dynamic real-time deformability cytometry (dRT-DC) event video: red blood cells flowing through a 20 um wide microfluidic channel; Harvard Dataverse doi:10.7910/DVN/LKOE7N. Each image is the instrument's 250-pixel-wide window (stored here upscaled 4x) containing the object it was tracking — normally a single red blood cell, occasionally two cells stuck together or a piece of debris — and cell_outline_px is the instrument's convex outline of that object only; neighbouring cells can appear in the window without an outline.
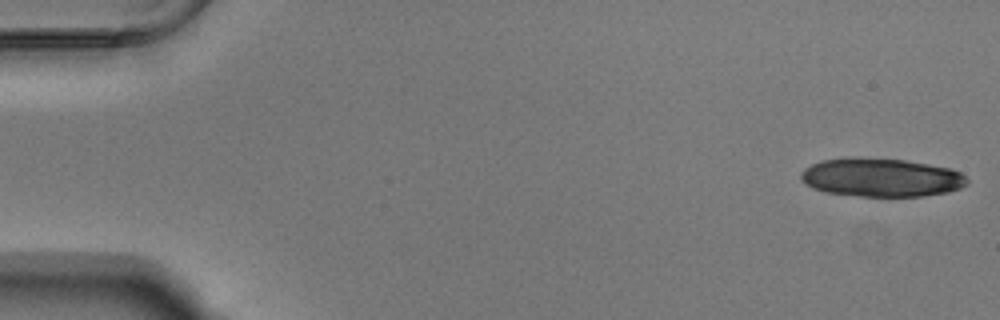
{"species": "Egyptian fruit bat (a non-hibernating species)", "species_latin": "Rousettus aegyptiacus", "temperature_condition": "warm", "stored_images_in_passage": 54, "camera_frame_rate_fps": 3000, "um_per_image_px": 0.085, "animal": {"sex": "male"}, "frame": {"image": 1, "passage_image": 1, "time_ms": 0.0, "image_size_px": [1000, 320], "cell_outline_px": [[968, 184], [960, 188], [948, 192], [924, 196], [860, 196], [828, 192], [812, 188], [800, 180], [800, 172], [804, 168], [812, 164], [824, 160], [844, 156], [848, 156], [904, 160], [952, 168], [960, 172], [968, 180]], "centroid_in_image_um": [74.88, 15.07], "position_along_channel_um": 10.1, "area_um2": 37.57}}
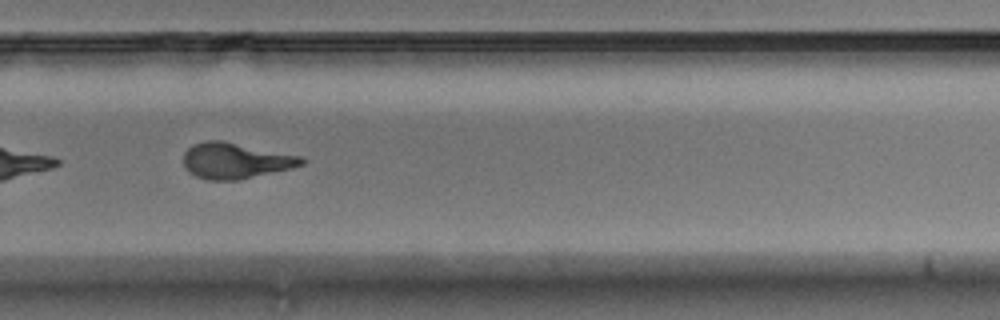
{"frame": {"image": 2, "passage_image": 37, "time_ms": 12.0, "image_size_px": [1000, 320], "cell_outline_px": [[304, 164], [292, 168], [236, 180], [208, 180], [196, 176], [188, 172], [184, 168], [184, 152], [192, 144], [204, 140], [220, 140], [300, 156], [304, 160]], "centroid_in_image_um": [19.95, 13.66], "position_along_channel_um": 309.8, "area_um2": 24.45}}
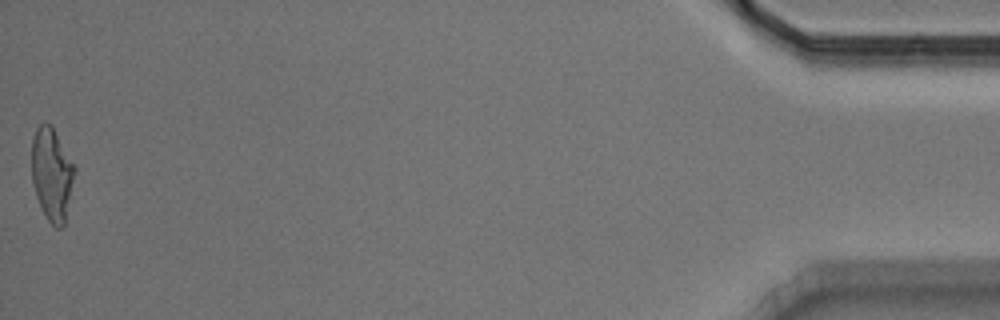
{"frame": {"image": 3, "passage_image": 54, "time_ms": 17.667, "image_size_px": [1000, 320], "cell_outline_px": [[76, 168], [64, 224], [60, 228], [56, 228], [48, 220], [36, 196], [32, 180], [32, 136], [36, 128], [40, 124], [52, 124]], "centroid_in_image_um": [4.4, 14.76], "position_along_channel_um": 430.8, "area_um2": 23.0}, "authors_computed_cell_mechanics": {"area_um2": 24.9696, "velocity_mm_per_s": 3.7646, "shape_relaxation_time_tau1_ms": 4.0397, "shape_relaxation_time_tau2_ms": 1.6511, "deformation_change_tau1": 0.1895, "deformation_change_tau2": 0.0936}}